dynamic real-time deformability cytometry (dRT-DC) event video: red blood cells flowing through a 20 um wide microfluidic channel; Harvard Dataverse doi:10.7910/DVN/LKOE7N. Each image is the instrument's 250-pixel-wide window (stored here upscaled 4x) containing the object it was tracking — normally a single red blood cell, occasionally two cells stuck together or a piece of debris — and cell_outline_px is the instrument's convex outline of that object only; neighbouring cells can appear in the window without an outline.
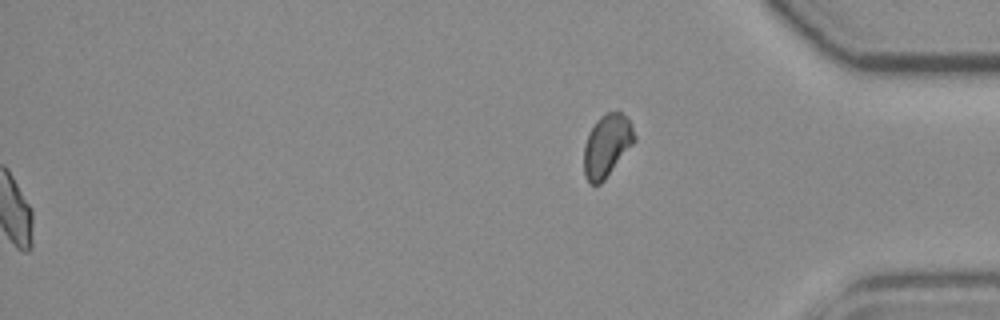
{"species": "common noctule bat (a hibernating species)", "species_latin": "Nyctalus noctula", "temperature_condition": "room temperature", "stored_images_in_passage": 46, "segment_of_instrument_passage": [2, 2], "camera_frame_rate_fps": 3000, "um_per_image_px": 0.085, "animal": {"sex": "female", "body_mass_g": 19.3, "forearm_length_mm": 54.1}, "frame": {"image": 1, "passage_image": 46, "time_ms": 15.0, "image_size_px": [1000, 320], "cell_outline_px": [[636, 140], [604, 180], [600, 184], [588, 184], [584, 176], [584, 144], [596, 120], [600, 116], [608, 112], [620, 112], [628, 120], [636, 136]], "centroid_in_image_um": [51.56, 12.4], "position_along_channel_um": 383.6, "area_um2": 18.15}}